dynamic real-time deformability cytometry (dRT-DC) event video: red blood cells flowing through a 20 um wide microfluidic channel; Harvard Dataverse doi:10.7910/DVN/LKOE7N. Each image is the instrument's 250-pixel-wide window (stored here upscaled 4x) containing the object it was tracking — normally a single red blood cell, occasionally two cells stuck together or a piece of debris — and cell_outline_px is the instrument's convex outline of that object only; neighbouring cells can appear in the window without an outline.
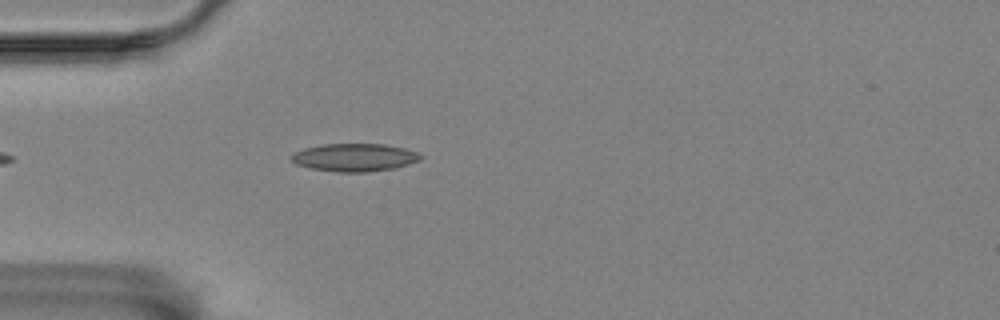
{"species": "Egyptian fruit bat (a non-hibernating species)", "species_latin": "Rousettus aegyptiacus", "temperature_condition": "room temperature", "stored_images_in_passage": 35, "camera_frame_rate_fps": 3000, "um_per_image_px": 0.085, "animal": {"sex": "female"}, "frame": {"image": 1, "passage_image": 1, "time_ms": 0.0, "image_size_px": [1000, 320], "cell_outline_px": [[424, 156], [420, 160], [396, 168], [368, 172], [336, 172], [312, 168], [296, 164], [292, 160], [292, 156], [296, 152], [304, 148], [324, 144], [384, 144], [404, 148], [416, 152]], "centroid_in_image_um": [30.18, 13.38], "position_along_channel_um": 54.8, "area_um2": 20.87}}
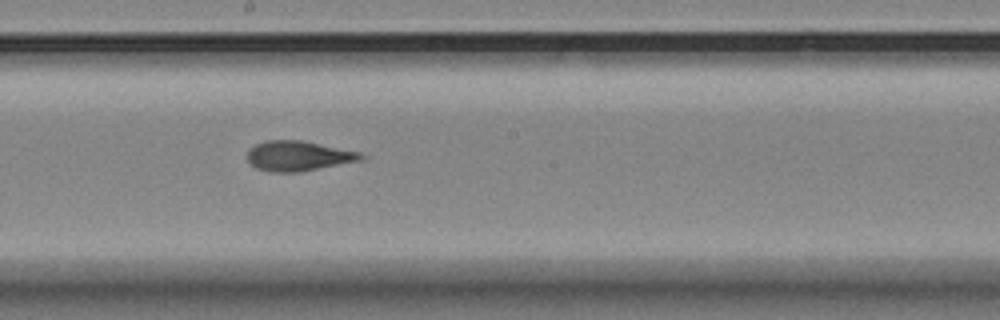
{"frame": {"image": 2, "passage_image": 16, "time_ms": 5.0, "image_size_px": [1000, 320], "cell_outline_px": [[368, 160], [300, 172], [272, 172], [256, 168], [248, 160], [248, 148], [256, 144], [268, 140], [300, 140], [360, 152], [368, 156]], "centroid_in_image_um": [25.45, 13.27], "position_along_channel_um": 222.8, "area_um2": 20.17}}
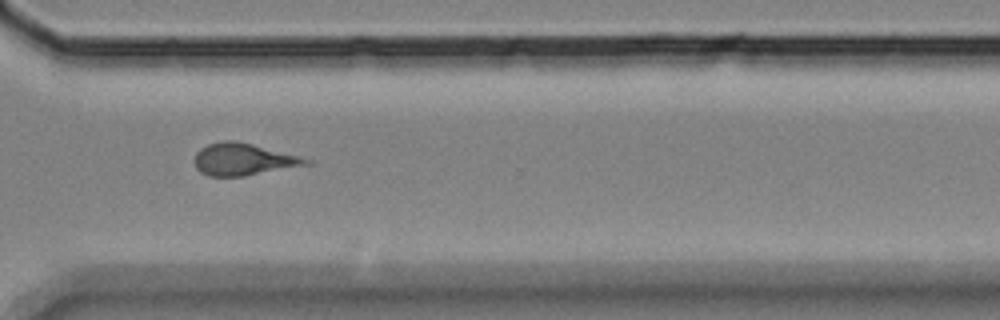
{"frame": {"image": 3, "passage_image": 27, "time_ms": 8.667, "image_size_px": [1000, 320], "cell_outline_px": [[312, 164], [244, 176], [208, 176], [200, 172], [196, 168], [196, 152], [200, 148], [208, 144], [224, 140], [236, 140], [300, 156], [312, 160]], "centroid_in_image_um": [20.7, 13.54], "position_along_channel_um": 349.9, "area_um2": 20.81}, "authors_computed_cell_mechanics": {"area_um2": 19.941, "velocity_mm_per_s": 3.4746, "shape_relaxation_time_tau1_ms": null, "shape_relaxation_time_tau2_ms": 2.243, "deformation_change_tau1": null, "deformation_change_tau2": 0.1003}}